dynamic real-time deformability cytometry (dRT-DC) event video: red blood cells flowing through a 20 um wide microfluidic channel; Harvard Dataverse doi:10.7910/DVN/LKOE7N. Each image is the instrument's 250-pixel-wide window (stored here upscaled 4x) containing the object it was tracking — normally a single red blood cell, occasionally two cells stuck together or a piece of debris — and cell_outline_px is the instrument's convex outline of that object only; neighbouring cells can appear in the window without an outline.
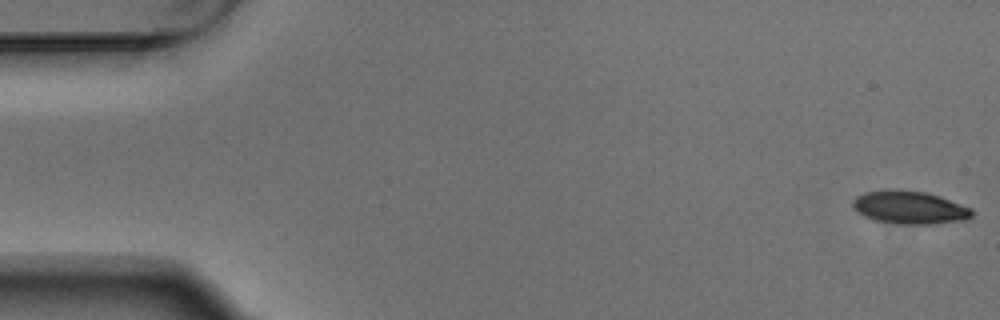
{"species": "Egyptian fruit bat (a non-hibernating species)", "species_latin": "Rousettus aegyptiacus", "temperature_condition": "warm", "stored_images_in_passage": 5, "camera_frame_rate_fps": 3000, "um_per_image_px": 0.085, "animal": {"sex": "male"}, "frame": {"image": 1, "passage_image": 1, "time_ms": 0.0, "image_size_px": [1000, 320], "cell_outline_px": [[972, 216], [968, 220], [928, 224], [904, 224], [872, 220], [864, 216], [852, 204], [852, 200], [856, 196], [864, 192], [892, 188], [928, 192], [940, 196], [972, 208]], "centroid_in_image_um": [77.33, 17.61], "position_along_channel_um": 7.7, "area_um2": 23.12}}
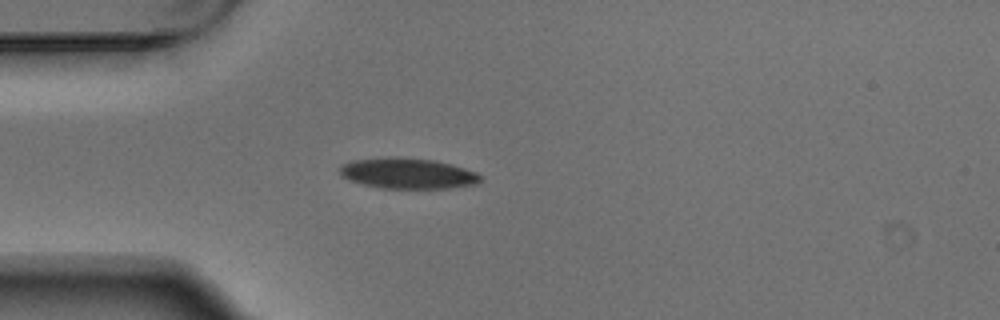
{"frame": {"image": 2, "passage_image": 4, "time_ms": 1.0, "image_size_px": [1000, 320], "cell_outline_px": [[480, 180], [476, 184], [448, 188], [384, 188], [364, 184], [348, 180], [340, 176], [340, 164], [352, 160], [388, 156], [392, 156], [436, 160], [452, 164], [476, 172], [480, 176]], "centroid_in_image_um": [34.61, 14.72], "position_along_channel_um": 50.4, "area_um2": 25.26}}